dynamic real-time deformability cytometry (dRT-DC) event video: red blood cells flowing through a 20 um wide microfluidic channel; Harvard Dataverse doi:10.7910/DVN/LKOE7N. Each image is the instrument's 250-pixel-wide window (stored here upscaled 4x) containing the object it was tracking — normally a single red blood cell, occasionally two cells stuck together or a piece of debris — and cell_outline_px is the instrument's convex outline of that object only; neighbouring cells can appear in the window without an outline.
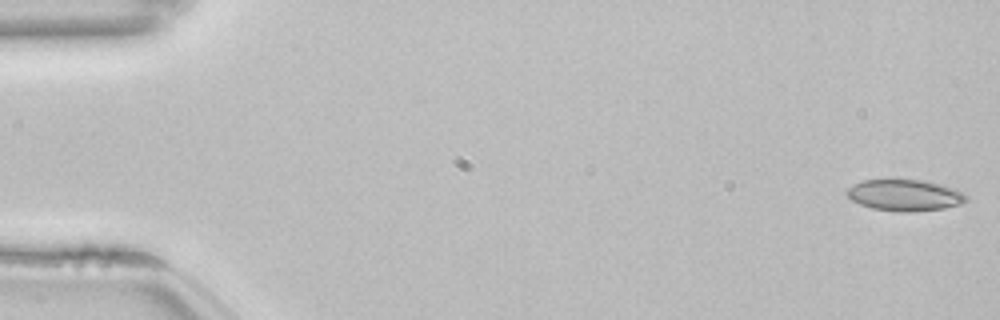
{"species": "common noctule bat (a hibernating species)", "species_latin": "Nyctalus noctula", "temperature_condition": "room temperature", "stored_images_in_passage": 53, "camera_frame_rate_fps": 3000, "um_per_image_px": 0.085, "animal": {"sex": "female", "body_mass_g": 22.7, "forearm_length_mm": 54.2}, "frame": {"image": 1, "passage_image": 1, "time_ms": 0.0, "image_size_px": [1000, 320], "cell_outline_px": [[968, 200], [960, 204], [944, 208], [912, 212], [900, 212], [872, 208], [860, 204], [852, 200], [844, 192], [848, 188], [864, 180], [924, 180], [940, 184], [964, 192], [968, 196]], "centroid_in_image_um": [76.93, 16.6], "position_along_channel_um": 8.1, "area_um2": 21.73}}
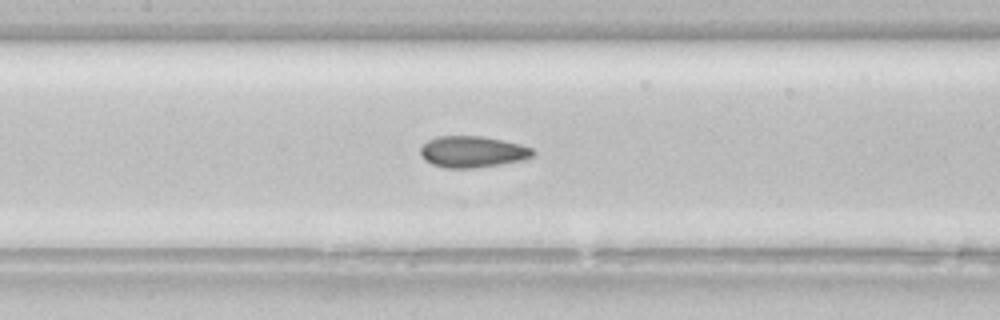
{"frame": {"image": 2, "passage_image": 25, "time_ms": 8.0, "image_size_px": [1000, 320], "cell_outline_px": [[536, 152], [532, 156], [524, 160], [476, 168], [444, 168], [432, 164], [424, 160], [420, 152], [420, 148], [428, 140], [436, 136], [480, 136], [520, 144], [532, 148]], "centroid_in_image_um": [40.15, 12.91], "position_along_channel_um": 167.2, "area_um2": 20.58}}
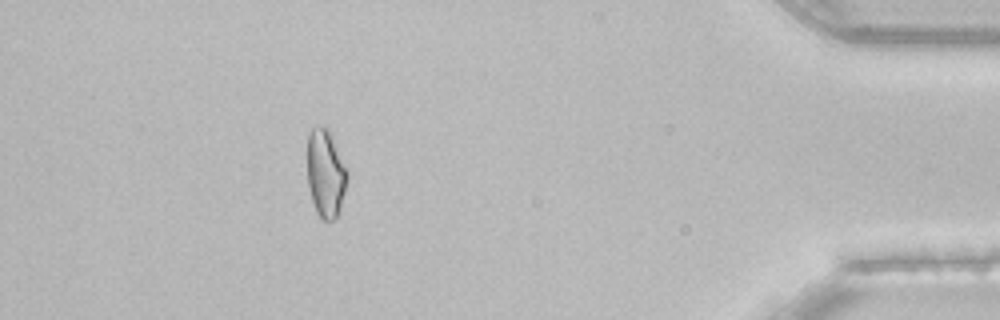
{"frame": {"image": 3, "passage_image": 48, "time_ms": 15.667, "image_size_px": [1000, 320], "cell_outline_px": [[348, 176], [340, 208], [336, 216], [332, 220], [324, 220], [316, 212], [308, 188], [308, 132], [312, 128], [320, 124], [324, 124], [328, 128], [332, 136], [348, 172]], "centroid_in_image_um": [27.67, 14.69], "position_along_channel_um": 407.5, "area_um2": 20.4}, "authors_computed_cell_mechanics": {"area_um2": 20.5768, "velocity_mm_per_s": 3.8453, "shape_relaxation_time_tau1_ms": 9.2567, "shape_relaxation_time_tau2_ms": 1.7633, "deformation_change_tau1": 0.162, "deformation_change_tau2": 0.0705}}